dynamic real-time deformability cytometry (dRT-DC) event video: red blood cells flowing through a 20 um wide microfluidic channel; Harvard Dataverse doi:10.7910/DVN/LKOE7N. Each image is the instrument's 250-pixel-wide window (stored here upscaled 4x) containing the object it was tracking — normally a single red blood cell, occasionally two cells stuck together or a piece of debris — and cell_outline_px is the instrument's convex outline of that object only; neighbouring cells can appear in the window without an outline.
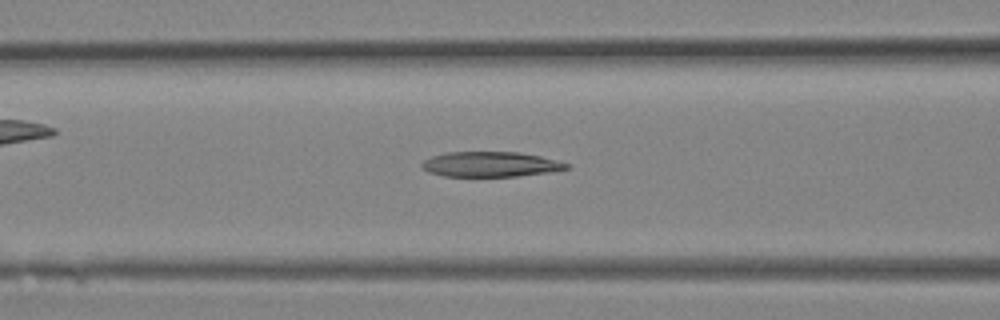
{"species": "Egyptian fruit bat (a non-hibernating species)", "species_latin": "Rousettus aegyptiacus", "temperature_condition": "room temperature", "stored_images_in_passage": 15, "camera_frame_rate_fps": 3000, "um_per_image_px": 0.085, "animal": {"sex": "female"}, "frame": {"image": 1, "passage_image": 11, "time_ms": 3.333, "image_size_px": [1000, 320], "cell_outline_px": [[572, 164], [568, 168], [552, 172], [516, 176], [444, 176], [428, 172], [420, 164], [424, 160], [432, 156], [444, 152], [520, 152], [540, 156]], "centroid_in_image_um": [41.71, 13.96], "position_along_channel_um": 124.9, "area_um2": 21.21}}
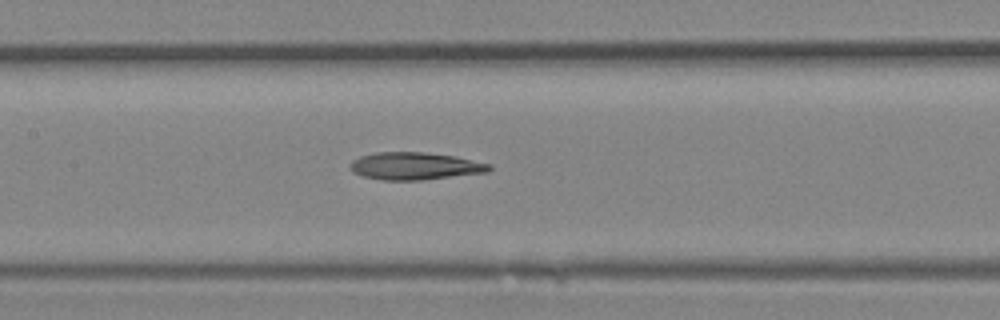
{"frame": {"image": 2, "passage_image": 13, "time_ms": 4.0, "image_size_px": [1000, 320], "cell_outline_px": [[492, 168], [488, 172], [424, 180], [380, 180], [364, 176], [352, 172], [348, 168], [348, 164], [352, 160], [360, 156], [376, 152], [424, 152], [452, 156], [492, 164]], "centroid_in_image_um": [35.23, 14.12], "position_along_channel_um": 172.2, "area_um2": 22.37}}
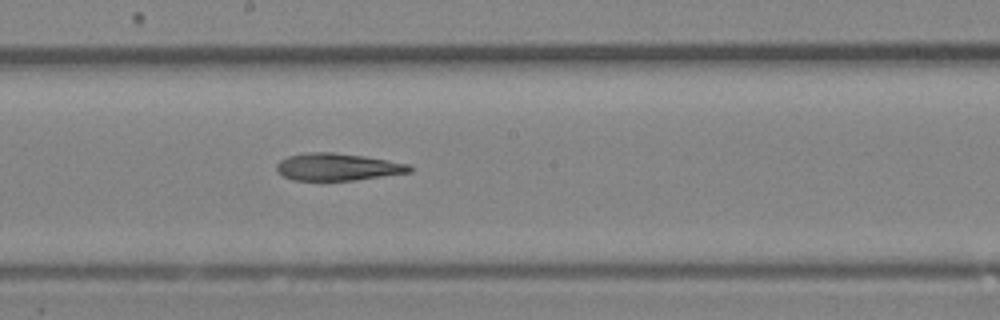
{"frame": {"image": 3, "passage_image": 15, "time_ms": 4.667, "image_size_px": [1000, 320], "cell_outline_px": [[412, 172], [356, 180], [292, 180], [276, 172], [276, 164], [280, 160], [288, 156], [308, 152], [332, 152], [364, 156], [412, 164]], "centroid_in_image_um": [28.7, 14.19], "position_along_channel_um": 219.5, "area_um2": 21.27}}